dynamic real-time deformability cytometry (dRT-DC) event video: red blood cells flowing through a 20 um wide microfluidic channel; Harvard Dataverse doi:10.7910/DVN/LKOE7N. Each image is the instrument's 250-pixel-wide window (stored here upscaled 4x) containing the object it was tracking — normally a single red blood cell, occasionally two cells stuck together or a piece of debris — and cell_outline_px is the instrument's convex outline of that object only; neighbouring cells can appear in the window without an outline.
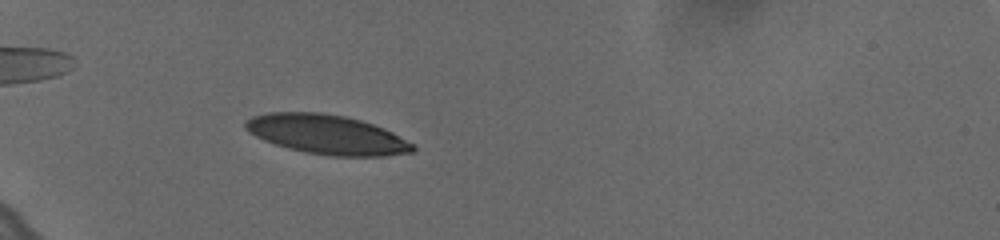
{"species": "human", "species_latin": "Homo sapiens", "temperature_condition": "cold", "stored_images_in_passage": 46, "camera_frame_rate_fps": 3000, "um_per_image_px": 0.085, "donor": {"sex": "female"}, "frame": {"image": 1, "passage_image": 7, "time_ms": 2.0, "image_size_px": [1000, 240], "cell_outline_px": [[416, 148], [412, 152], [380, 156], [328, 156], [304, 152], [288, 148], [264, 140], [248, 132], [244, 128], [244, 124], [252, 116], [268, 112], [324, 112], [344, 116], [360, 120], [384, 128], [392, 132], [412, 144]], "centroid_in_image_um": [27.75, 11.43], "position_along_channel_um": 57.3, "area_um2": 38.32}}
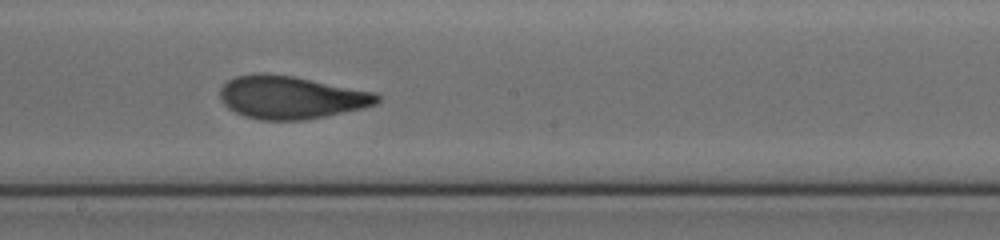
{"frame": {"image": 2, "passage_image": 23, "time_ms": 7.333, "image_size_px": [1000, 240], "cell_outline_px": [[380, 100], [376, 104], [364, 108], [304, 120], [260, 120], [244, 116], [228, 108], [220, 100], [220, 88], [228, 80], [236, 76], [260, 72], [264, 72], [296, 76], [376, 92], [380, 96]], "centroid_in_image_um": [24.74, 8.26], "position_along_channel_um": 223.5, "area_um2": 39.65}}
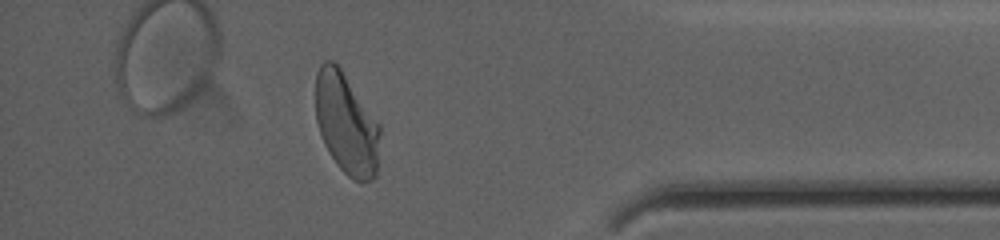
{"frame": {"image": 3, "passage_image": 40, "time_ms": 13.0, "image_size_px": [1000, 240], "cell_outline_px": [[380, 132], [376, 176], [372, 180], [360, 184], [352, 180], [336, 164], [328, 152], [324, 144], [316, 120], [316, 72], [320, 64], [324, 60], [332, 60], [340, 68], [380, 124]], "centroid_in_image_um": [29.44, 10.55], "position_along_channel_um": 405.8, "area_um2": 38.15}, "authors_computed_cell_mechanics": {"area_um2": 38.4081, "velocity_mm_per_s": 3.6032, "shape_relaxation_time_tau1_ms": 6.0916, "shape_relaxation_time_tau2_ms": 0.8669, "deformation_change_tau1": 0.2126, "deformation_change_tau2": 0.079}}